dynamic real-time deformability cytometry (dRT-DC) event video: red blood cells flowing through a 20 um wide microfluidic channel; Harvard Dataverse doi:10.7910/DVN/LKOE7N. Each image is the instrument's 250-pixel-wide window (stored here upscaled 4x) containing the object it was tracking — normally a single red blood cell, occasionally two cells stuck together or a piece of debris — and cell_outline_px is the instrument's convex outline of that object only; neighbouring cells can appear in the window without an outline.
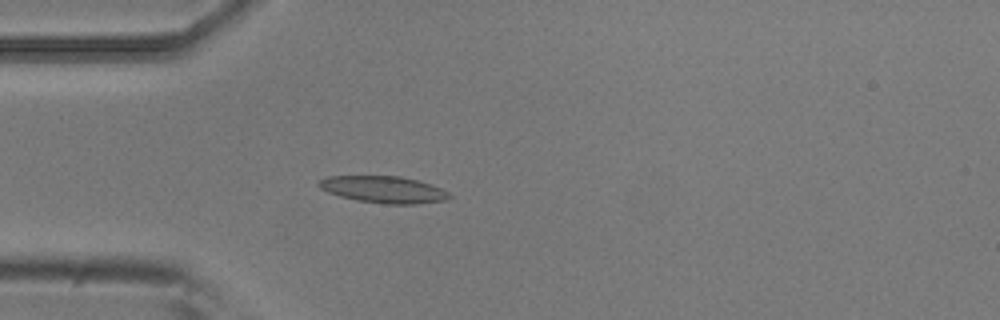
{"species": "common noctule bat (a hibernating species)", "species_latin": "Nyctalus noctula", "temperature_condition": "room temperature", "stored_images_in_passage": 5, "camera_frame_rate_fps": 3000, "um_per_image_px": 0.085, "animal": {"sex": "male", "body_mass_g": 20.5, "forearm_length_mm": 52.5}, "frame": {"image": 1, "passage_image": 5, "time_ms": 1.333, "image_size_px": [1000, 320], "cell_outline_px": [[452, 196], [444, 200], [412, 204], [388, 204], [356, 200], [340, 196], [328, 192], [320, 188], [316, 184], [320, 180], [328, 176], [400, 176], [416, 180], [440, 188], [448, 192]], "centroid_in_image_um": [32.56, 16.1], "position_along_channel_um": 52.4, "area_um2": 20.11}}